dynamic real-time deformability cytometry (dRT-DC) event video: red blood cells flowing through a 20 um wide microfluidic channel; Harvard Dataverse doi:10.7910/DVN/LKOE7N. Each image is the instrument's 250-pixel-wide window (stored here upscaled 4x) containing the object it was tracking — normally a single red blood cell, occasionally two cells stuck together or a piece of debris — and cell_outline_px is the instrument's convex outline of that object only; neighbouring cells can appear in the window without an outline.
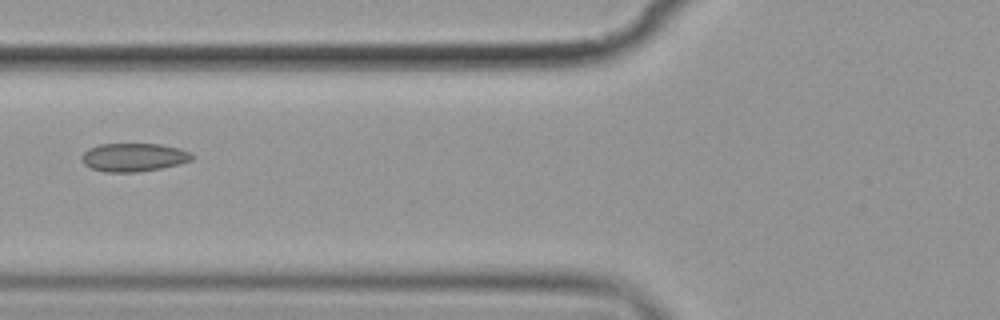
{"species": "common noctule bat (a hibernating species)", "species_latin": "Nyctalus noctula", "temperature_condition": "cold", "stored_images_in_passage": 2, "camera_frame_rate_fps": 3000, "um_per_image_px": 0.085, "animal": {"sex": "female", "body_mass_g": 19.9}, "frame": {"image": 1, "passage_image": 2, "time_ms": 1.0, "image_size_px": [1000, 320], "cell_outline_px": [[192, 160], [160, 168], [136, 172], [104, 172], [92, 168], [84, 164], [80, 156], [88, 148], [100, 144], [160, 144], [180, 148], [192, 152]], "centroid_in_image_um": [11.34, 13.36], "position_along_channel_um": 114.5, "area_um2": 18.15}}